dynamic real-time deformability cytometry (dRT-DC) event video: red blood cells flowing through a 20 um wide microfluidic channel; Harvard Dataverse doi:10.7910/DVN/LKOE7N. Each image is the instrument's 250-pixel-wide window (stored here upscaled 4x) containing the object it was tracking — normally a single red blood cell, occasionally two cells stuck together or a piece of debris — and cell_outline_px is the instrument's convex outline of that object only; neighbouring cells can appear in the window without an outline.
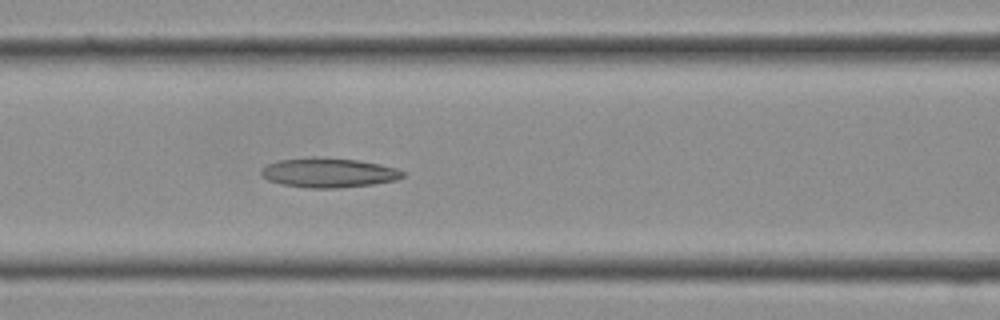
{"species": "Egyptian fruit bat (a non-hibernating species)", "species_latin": "Rousettus aegyptiacus", "temperature_condition": "cold", "stored_images_in_passage": 12, "camera_frame_rate_fps": 3000, "um_per_image_px": 0.085, "frame": {"image": 1, "passage_image": 12, "time_ms": 3.667, "image_size_px": [1000, 320], "cell_outline_px": [[404, 176], [396, 180], [372, 184], [336, 188], [308, 188], [280, 184], [268, 180], [260, 176], [260, 172], [268, 164], [280, 160], [312, 156], [316, 156], [360, 160], [380, 164], [396, 168], [404, 172]], "centroid_in_image_um": [27.91, 14.67], "position_along_channel_um": 138.7, "area_um2": 24.51}}